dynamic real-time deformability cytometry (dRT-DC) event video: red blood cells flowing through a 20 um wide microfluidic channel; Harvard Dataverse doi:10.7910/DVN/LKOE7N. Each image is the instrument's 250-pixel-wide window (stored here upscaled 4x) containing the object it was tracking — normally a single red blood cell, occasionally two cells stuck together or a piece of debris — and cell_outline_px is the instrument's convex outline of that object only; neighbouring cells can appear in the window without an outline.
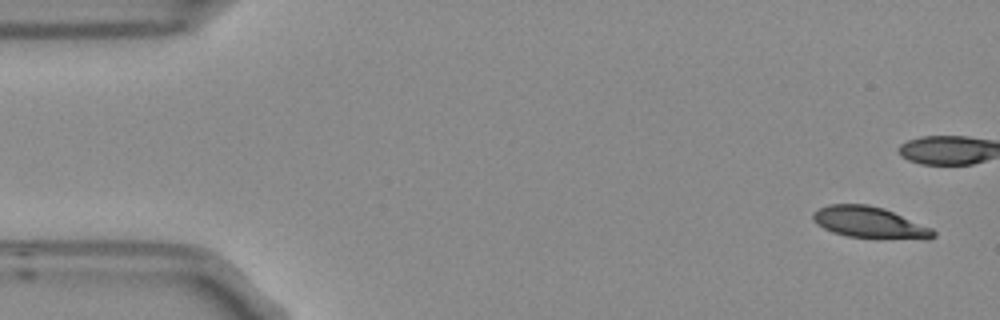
{"species": "Egyptian fruit bat (a non-hibernating species)", "species_latin": "Rousettus aegyptiacus", "temperature_condition": "room temperature", "stored_images_in_passage": 6, "camera_frame_rate_fps": 3000, "um_per_image_px": 0.085, "frame": {"image": 1, "passage_image": 1, "time_ms": 0.0, "image_size_px": [1000, 320], "cell_outline_px": [[936, 236], [928, 240], [924, 240], [848, 236], [832, 232], [816, 224], [812, 220], [812, 212], [828, 204], [868, 204], [884, 208], [932, 228], [936, 232]], "centroid_in_image_um": [73.93, 18.91], "position_along_channel_um": 11.1, "area_um2": 22.14}}